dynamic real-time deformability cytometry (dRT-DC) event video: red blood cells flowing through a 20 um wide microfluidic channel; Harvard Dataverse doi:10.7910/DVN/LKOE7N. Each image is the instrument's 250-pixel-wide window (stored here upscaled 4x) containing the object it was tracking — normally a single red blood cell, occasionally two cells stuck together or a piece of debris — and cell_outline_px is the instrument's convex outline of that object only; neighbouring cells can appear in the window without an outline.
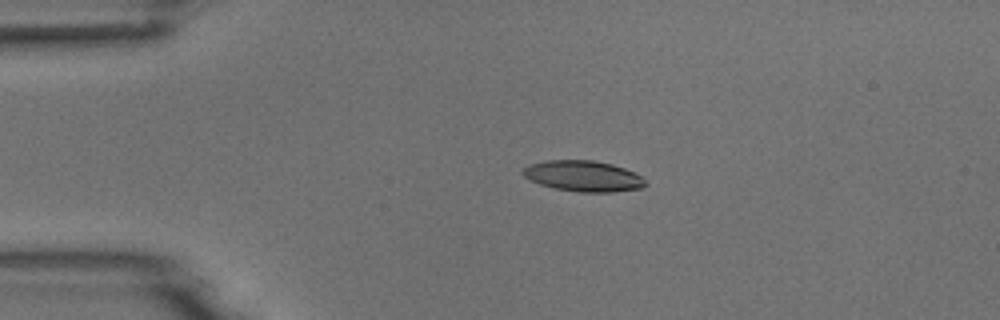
{"species": "common noctule bat (a hibernating species)", "species_latin": "Nyctalus noctula", "temperature_condition": "room temperature", "stored_images_in_passage": 5, "camera_frame_rate_fps": 3000, "um_per_image_px": 0.085, "animal": {"sex": "male", "body_mass_g": 18.8}, "frame": {"image": 1, "passage_image": 4, "time_ms": 3.667, "image_size_px": [1000, 320], "cell_outline_px": [[648, 184], [644, 188], [612, 192], [580, 192], [552, 188], [540, 184], [524, 176], [520, 172], [528, 164], [544, 160], [592, 160], [612, 164], [624, 168], [640, 176]], "centroid_in_image_um": [49.56, 14.96], "position_along_channel_um": 35.4, "area_um2": 22.08}}